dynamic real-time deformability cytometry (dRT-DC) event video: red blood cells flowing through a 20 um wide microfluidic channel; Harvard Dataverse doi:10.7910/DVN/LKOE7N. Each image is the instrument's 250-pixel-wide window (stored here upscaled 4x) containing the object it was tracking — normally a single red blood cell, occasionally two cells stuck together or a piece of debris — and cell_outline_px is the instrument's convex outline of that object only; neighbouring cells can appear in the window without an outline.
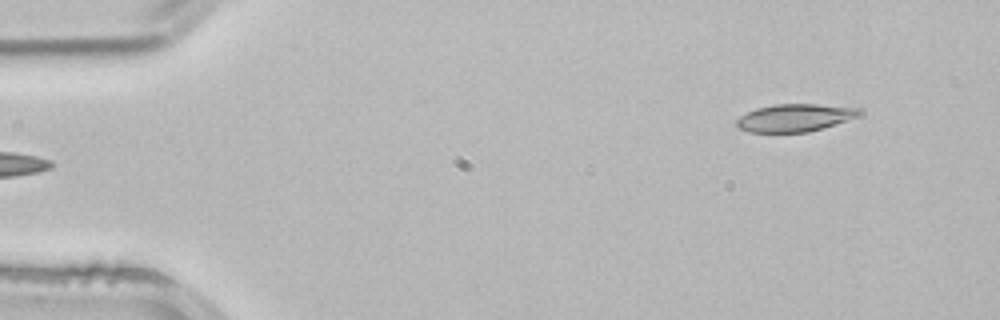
{"species": "common noctule bat (a hibernating species)", "species_latin": "Nyctalus noctula", "temperature_condition": "room temperature", "stored_images_in_passage": 2, "camera_frame_rate_fps": 3000, "um_per_image_px": 0.085, "animal": {"sex": "male", "body_mass_g": 21.5, "forearm_length_mm": 52.0}, "frame": {"image": 1, "passage_image": 2, "time_ms": 0.333, "image_size_px": [1000, 320], "cell_outline_px": [[860, 112], [856, 116], [808, 132], [748, 132], [736, 128], [736, 120], [740, 116], [756, 108], [772, 104], [816, 104], [860, 108]], "centroid_in_image_um": [67.45, 10.0], "position_along_channel_um": 17.6, "area_um2": 19.42}}